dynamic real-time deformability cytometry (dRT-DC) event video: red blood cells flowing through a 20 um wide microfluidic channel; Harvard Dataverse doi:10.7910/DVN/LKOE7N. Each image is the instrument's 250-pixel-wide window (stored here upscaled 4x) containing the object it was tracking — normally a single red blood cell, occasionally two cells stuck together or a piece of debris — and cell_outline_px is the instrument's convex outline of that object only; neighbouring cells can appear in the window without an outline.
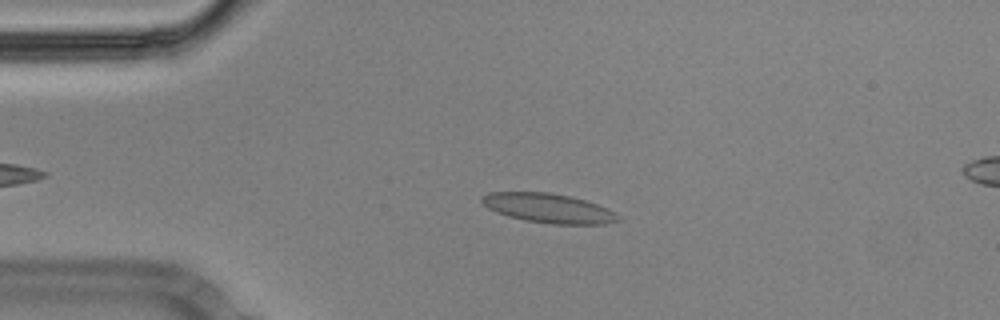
{"species": "Egyptian fruit bat (a non-hibernating species)", "species_latin": "Rousettus aegyptiacus", "temperature_condition": "cold", "stored_images_in_passage": 45, "camera_frame_rate_fps": 3000, "um_per_image_px": 0.085, "animal": {"sex": "male"}, "frame": {"image": 1, "passage_image": 11, "time_ms": 3.333, "image_size_px": [1000, 320], "cell_outline_px": [[620, 220], [604, 224], [552, 224], [524, 220], [508, 216], [496, 212], [488, 208], [480, 200], [488, 192], [548, 192], [568, 196], [584, 200], [608, 208], [620, 216]], "centroid_in_image_um": [46.62, 17.7], "position_along_channel_um": 38.4, "area_um2": 23.18}}
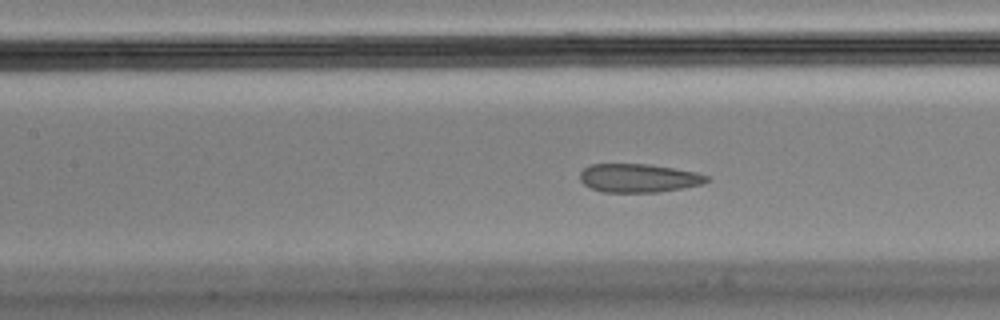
{"frame": {"image": 2, "passage_image": 23, "time_ms": 7.333, "image_size_px": [1000, 320], "cell_outline_px": [[708, 180], [700, 184], [684, 188], [660, 192], [604, 192], [592, 188], [584, 184], [580, 180], [580, 172], [584, 168], [592, 164], [648, 164], [696, 172], [708, 176]], "centroid_in_image_um": [54.26, 15.13], "position_along_channel_um": 153.1, "area_um2": 20.92}}
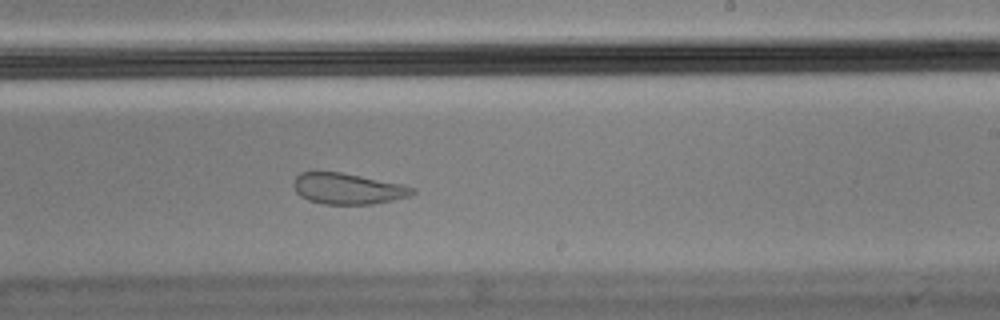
{"frame": {"image": 3, "passage_image": 32, "time_ms": 10.333, "image_size_px": [1000, 320], "cell_outline_px": [[416, 192], [408, 196], [392, 200], [372, 204], [324, 204], [308, 200], [300, 196], [296, 192], [292, 184], [296, 176], [300, 172], [340, 172], [400, 184], [416, 188]], "centroid_in_image_um": [29.52, 16.04], "position_along_channel_um": 259.5, "area_um2": 21.27}}